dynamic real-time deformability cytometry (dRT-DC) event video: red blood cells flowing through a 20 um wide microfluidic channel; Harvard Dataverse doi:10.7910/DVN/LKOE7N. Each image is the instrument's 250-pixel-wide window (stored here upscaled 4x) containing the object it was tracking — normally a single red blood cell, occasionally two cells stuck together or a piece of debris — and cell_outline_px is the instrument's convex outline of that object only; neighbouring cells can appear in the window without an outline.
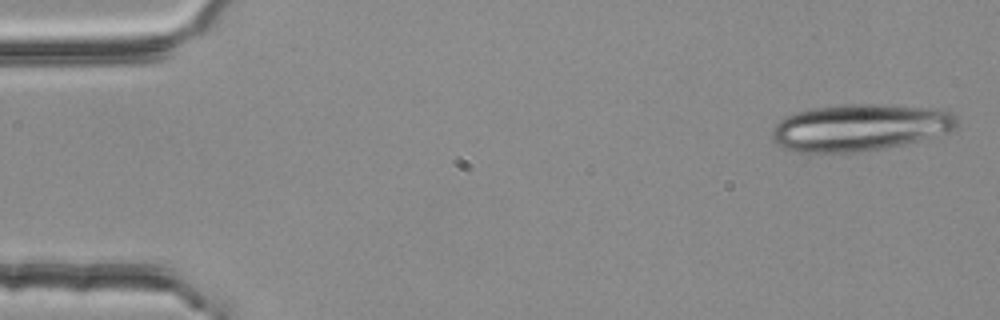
{"species": "common noctule bat (a hibernating species)", "species_latin": "Nyctalus noctula", "temperature_condition": "room temperature", "stored_images_in_passage": 4, "camera_frame_rate_fps": 3000, "um_per_image_px": 0.085, "animal": {"sex": "female", "body_mass_g": 25.1}, "frame": {"image": 1, "passage_image": 1, "time_ms": 0.0, "image_size_px": [1000, 320], "cell_outline_px": [[956, 128], [948, 132], [904, 144], [856, 152], [796, 152], [784, 148], [772, 136], [772, 128], [780, 120], [788, 116], [812, 108], [844, 104], [880, 104], [940, 108], [956, 116]], "centroid_in_image_um": [73.11, 10.82], "position_along_channel_um": 11.9, "area_um2": 50.05}}